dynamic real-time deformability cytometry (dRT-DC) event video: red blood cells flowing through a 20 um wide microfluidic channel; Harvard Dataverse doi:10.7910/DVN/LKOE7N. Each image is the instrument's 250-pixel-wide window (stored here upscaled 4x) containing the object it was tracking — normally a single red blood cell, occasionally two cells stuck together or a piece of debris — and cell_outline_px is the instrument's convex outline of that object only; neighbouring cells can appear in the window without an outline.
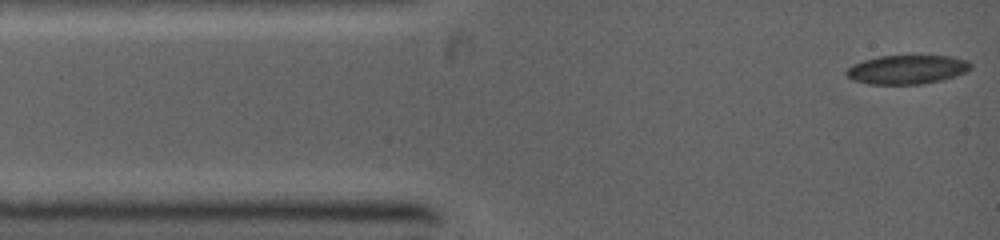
{"species": "common noctule bat (a hibernating species)", "species_latin": "Nyctalus noctula", "temperature_condition": "warm", "stored_images_in_passage": 3, "camera_frame_rate_fps": 5000, "um_per_image_px": 0.085, "animal": {"sex": "female", "body_mass_g": 19.0, "forearm_length_mm": 53.3}, "frame": {"image": 1, "passage_image": 1, "time_ms": 0.0, "image_size_px": [1000, 240], "cell_outline_px": [[972, 68], [968, 72], [944, 80], [920, 84], [868, 84], [852, 80], [844, 72], [852, 64], [864, 60], [880, 56], [952, 56], [968, 60], [972, 64]], "centroid_in_image_um": [77.14, 5.91], "position_along_channel_um": 7.9, "area_um2": 21.21}}
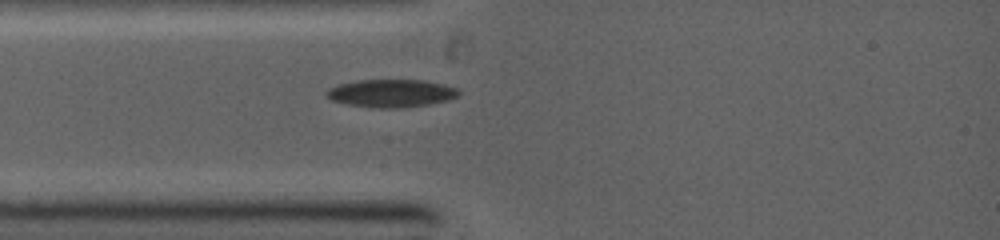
{"frame": {"image": 2, "passage_image": 3, "time_ms": 2.2, "image_size_px": [1000, 240], "cell_outline_px": [[460, 92], [456, 96], [448, 100], [428, 104], [400, 108], [376, 108], [348, 104], [332, 100], [324, 92], [328, 88], [336, 84], [356, 80], [424, 80], [444, 84], [456, 88]], "centroid_in_image_um": [33.22, 7.92], "position_along_channel_um": 51.8, "area_um2": 21.44}}